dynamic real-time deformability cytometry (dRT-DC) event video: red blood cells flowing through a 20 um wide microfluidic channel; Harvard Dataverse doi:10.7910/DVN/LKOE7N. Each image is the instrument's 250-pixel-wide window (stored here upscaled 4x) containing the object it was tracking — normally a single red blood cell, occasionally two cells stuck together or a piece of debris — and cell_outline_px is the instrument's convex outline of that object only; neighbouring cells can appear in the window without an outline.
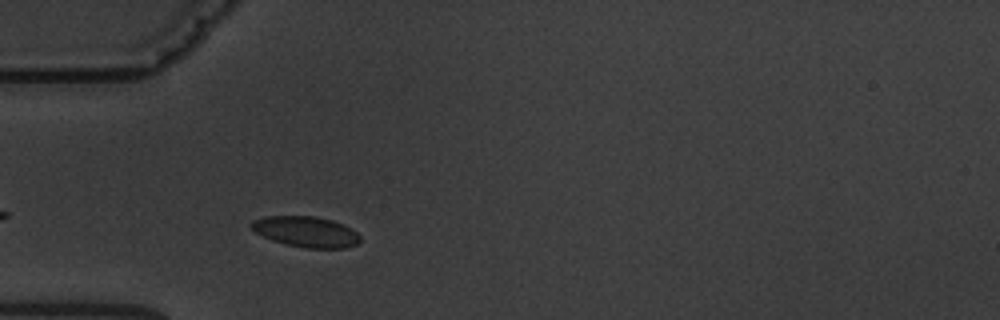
{"species": "common noctule bat (a hibernating species)", "species_latin": "Nyctalus noctula", "temperature_condition": "warm", "stored_images_in_passage": 2, "camera_frame_rate_fps": 3000, "um_per_image_px": 0.085, "animal": {"sex": "male", "body_mass_g": 19.5, "forearm_length_mm": 54.6}, "frame": {"image": 1, "passage_image": 2, "time_ms": 1.333, "image_size_px": [1000, 320], "cell_outline_px": [[360, 240], [356, 244], [344, 248], [304, 248], [284, 244], [272, 240], [256, 232], [248, 224], [252, 220], [264, 216], [316, 216], [332, 220], [344, 224], [356, 232], [360, 236]], "centroid_in_image_um": [25.99, 19.69], "position_along_channel_um": 59.0, "area_um2": 19.54}}